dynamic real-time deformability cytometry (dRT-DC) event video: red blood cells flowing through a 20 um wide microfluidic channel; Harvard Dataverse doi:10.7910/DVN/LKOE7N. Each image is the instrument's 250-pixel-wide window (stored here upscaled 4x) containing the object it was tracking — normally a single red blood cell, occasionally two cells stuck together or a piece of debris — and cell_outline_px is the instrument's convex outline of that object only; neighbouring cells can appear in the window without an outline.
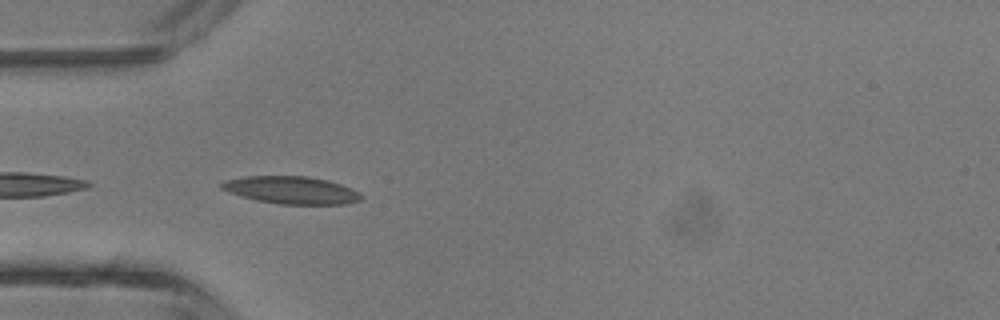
{"species": "common noctule bat (a hibernating species)", "species_latin": "Nyctalus noctula", "temperature_condition": "room temperature", "stored_images_in_passage": 4, "camera_frame_rate_fps": 3000, "um_per_image_px": 0.085, "animal": {"sex": "male", "body_mass_g": 13.3}, "frame": {"image": 1, "passage_image": 4, "time_ms": 3.667, "image_size_px": [1000, 320], "cell_outline_px": [[364, 196], [360, 200], [348, 204], [280, 204], [256, 200], [220, 188], [220, 184], [228, 180], [244, 176], [308, 176], [328, 180], [352, 188], [360, 192]], "centroid_in_image_um": [24.85, 16.16], "position_along_channel_um": 60.2, "area_um2": 22.25}}